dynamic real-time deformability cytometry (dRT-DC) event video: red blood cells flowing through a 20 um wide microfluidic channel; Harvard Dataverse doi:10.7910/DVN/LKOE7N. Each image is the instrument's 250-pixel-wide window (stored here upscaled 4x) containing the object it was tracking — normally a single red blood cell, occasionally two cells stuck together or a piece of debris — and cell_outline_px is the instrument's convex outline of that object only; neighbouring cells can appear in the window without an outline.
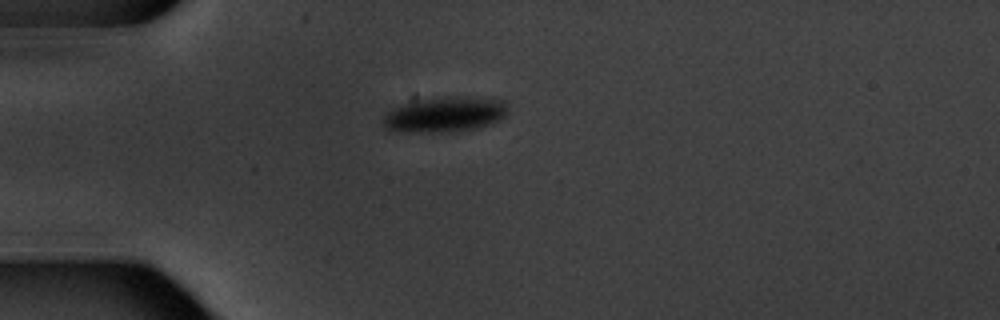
{"species": "common noctule bat (a hibernating species)", "species_latin": "Nyctalus noctula", "temperature_condition": "warm", "stored_images_in_passage": 2, "camera_frame_rate_fps": 3000, "um_per_image_px": 0.085, "animal": {"sex": "male", "body_mass_g": 20.1, "forearm_length_mm": 53.5}, "frame": {"image": 1, "passage_image": 1, "time_ms": 0.0, "image_size_px": [1000, 320], "cell_outline_px": [[504, 116], [492, 124], [480, 128], [452, 132], [392, 132], [384, 124], [384, 116], [388, 112], [400, 104], [416, 100], [448, 96], [452, 96], [500, 100], [504, 104]], "centroid_in_image_um": [37.75, 9.75], "position_along_channel_um": 47.3, "area_um2": 25.43}}